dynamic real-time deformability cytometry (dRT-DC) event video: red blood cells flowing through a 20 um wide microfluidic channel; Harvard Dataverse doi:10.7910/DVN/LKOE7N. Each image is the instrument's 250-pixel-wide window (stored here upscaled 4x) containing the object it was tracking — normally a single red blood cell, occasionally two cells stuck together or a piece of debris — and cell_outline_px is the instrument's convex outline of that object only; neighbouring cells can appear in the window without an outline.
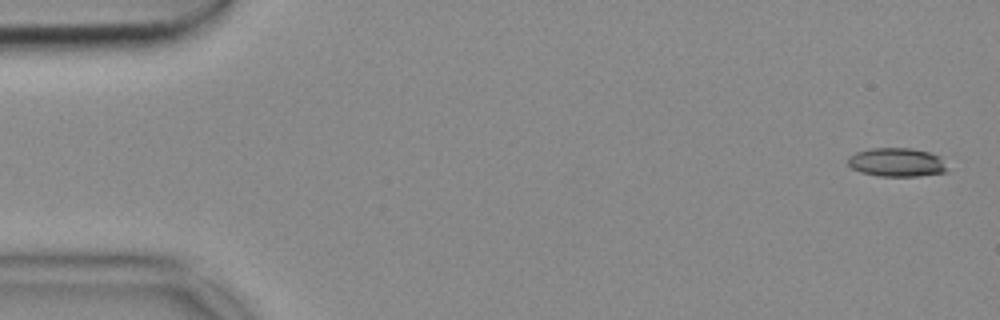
{"species": "common noctule bat (a hibernating species)", "species_latin": "Nyctalus noctula", "temperature_condition": "cold", "stored_images_in_passage": 10, "camera_frame_rate_fps": 3000, "um_per_image_px": 0.085, "animal": {"sex": "female", "body_mass_g": 18.4}, "frame": {"image": 1, "passage_image": 1, "time_ms": 0.0, "image_size_px": [1000, 320], "cell_outline_px": [[944, 172], [916, 176], [880, 176], [860, 172], [852, 168], [848, 164], [848, 160], [856, 152], [872, 148], [908, 148], [928, 152], [940, 156], [944, 168]], "centroid_in_image_um": [76.17, 13.79], "position_along_channel_um": 8.8, "area_um2": 16.18}}